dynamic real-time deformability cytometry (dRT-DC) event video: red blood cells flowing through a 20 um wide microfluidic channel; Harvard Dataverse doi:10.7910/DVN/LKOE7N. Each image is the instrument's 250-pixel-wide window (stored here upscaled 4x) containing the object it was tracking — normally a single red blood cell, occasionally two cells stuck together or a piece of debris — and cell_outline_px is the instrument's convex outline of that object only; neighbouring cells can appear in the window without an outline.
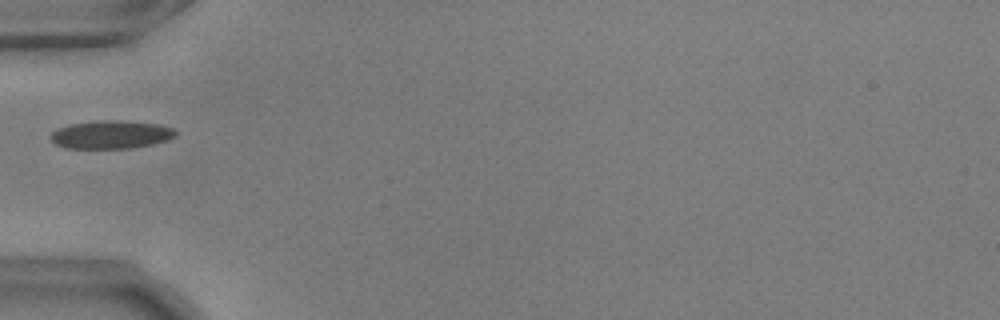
{"species": "common noctule bat (a hibernating species)", "species_latin": "Nyctalus noctula", "temperature_condition": "warm", "stored_images_in_passage": 38, "camera_frame_rate_fps": 3000, "um_per_image_px": 0.085, "animal": {"sex": "male", "body_mass_g": 17.9, "forearm_length_mm": 54.2}, "frame": {"image": 1, "passage_image": 1, "time_ms": 0.0, "image_size_px": [1000, 320], "cell_outline_px": [[176, 136], [168, 140], [152, 144], [128, 148], [64, 148], [56, 144], [48, 136], [52, 132], [68, 124], [96, 120], [120, 120], [160, 124], [172, 128], [176, 132]], "centroid_in_image_um": [9.42, 11.43], "position_along_channel_um": 75.6, "area_um2": 20.58}}
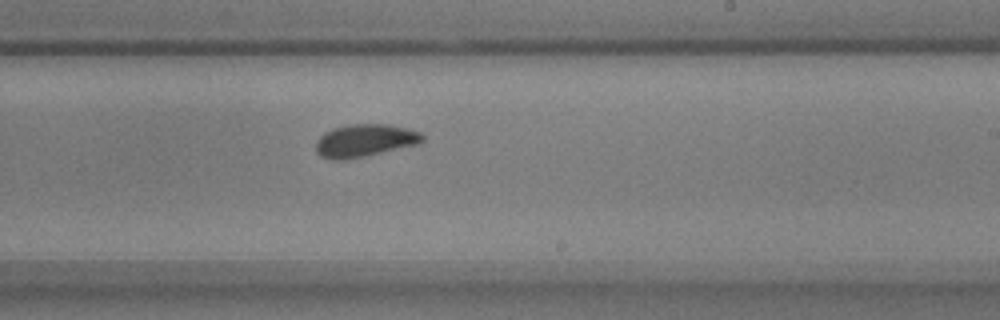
{"frame": {"image": 2, "passage_image": 16, "time_ms": 5.0, "image_size_px": [1000, 320], "cell_outline_px": [[424, 140], [420, 144], [364, 156], [344, 160], [332, 160], [320, 156], [316, 152], [316, 140], [324, 132], [332, 128], [348, 124], [388, 124], [420, 132], [424, 136]], "centroid_in_image_um": [30.98, 11.94], "position_along_channel_um": 258.0, "area_um2": 20.4}}
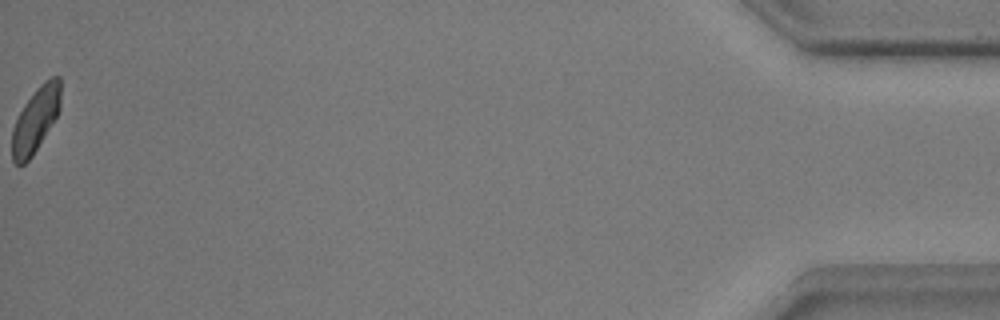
{"frame": {"image": 3, "passage_image": 38, "time_ms": 12.333, "image_size_px": [1000, 320], "cell_outline_px": [[60, 108], [56, 116], [32, 156], [24, 164], [16, 164], [12, 160], [12, 128], [24, 104], [36, 88], [44, 80], [52, 76], [60, 76]], "centroid_in_image_um": [3.02, 10.15], "position_along_channel_um": 432.2, "area_um2": 18.09}}